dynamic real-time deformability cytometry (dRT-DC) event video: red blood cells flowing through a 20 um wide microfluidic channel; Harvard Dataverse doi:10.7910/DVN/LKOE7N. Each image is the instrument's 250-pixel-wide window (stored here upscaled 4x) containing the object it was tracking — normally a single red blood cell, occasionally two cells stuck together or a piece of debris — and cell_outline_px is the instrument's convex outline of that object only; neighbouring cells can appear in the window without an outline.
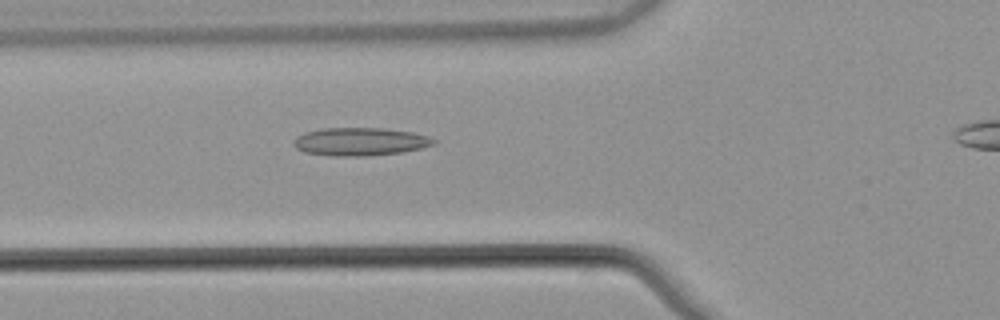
{"species": "common noctule bat (a hibernating species)", "species_latin": "Nyctalus noctula", "temperature_condition": "warm", "stored_images_in_passage": 41, "camera_frame_rate_fps": 3000, "um_per_image_px": 0.085, "animal": {"sex": "male", "body_mass_g": 21.5, "forearm_length_mm": 52.0}, "frame": {"image": 1, "passage_image": 13, "time_ms": 4.0, "image_size_px": [1000, 320], "cell_outline_px": [[436, 144], [420, 148], [400, 152], [368, 156], [332, 156], [304, 152], [296, 148], [292, 144], [296, 136], [304, 132], [324, 128], [380, 128], [412, 132], [428, 136], [436, 140]], "centroid_in_image_um": [30.58, 12.04], "position_along_channel_um": 95.2, "area_um2": 22.89}}
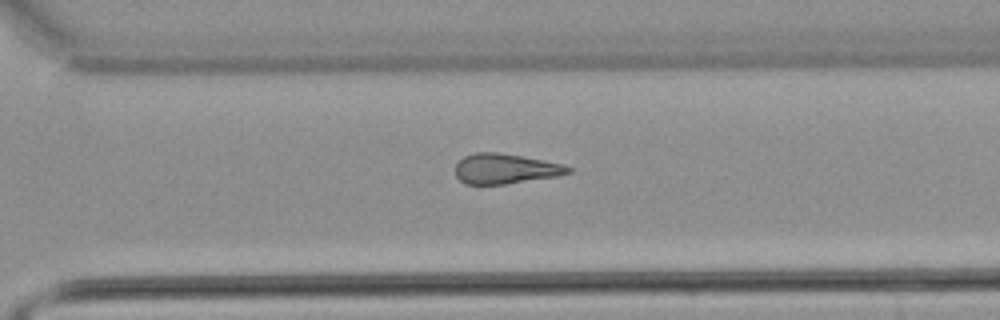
{"frame": {"image": 2, "passage_image": 31, "time_ms": 10.0, "image_size_px": [1000, 320], "cell_outline_px": [[572, 172], [560, 176], [504, 184], [464, 184], [456, 176], [456, 164], [464, 156], [476, 152], [496, 152], [544, 160], [564, 164], [572, 168]], "centroid_in_image_um": [42.98, 14.35], "position_along_channel_um": 327.6, "area_um2": 19.83}}
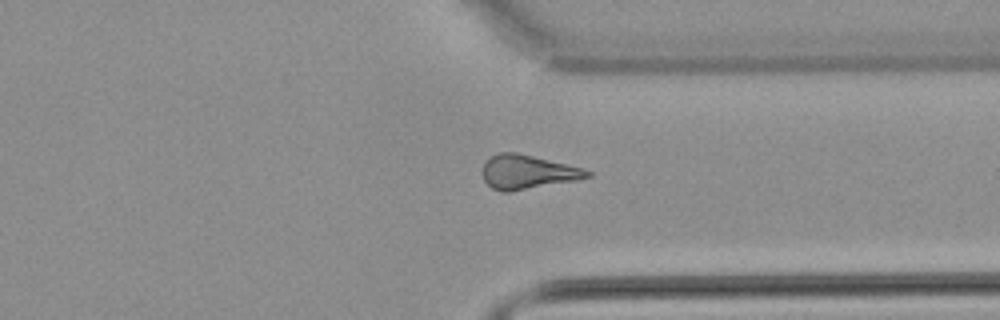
{"frame": {"image": 3, "passage_image": 34, "time_ms": 11.0, "image_size_px": [1000, 320], "cell_outline_px": [[592, 176], [576, 180], [508, 192], [504, 192], [492, 188], [484, 180], [484, 164], [492, 156], [500, 152], [516, 152], [584, 168], [592, 172]], "centroid_in_image_um": [44.88, 14.62], "position_along_channel_um": 366.5, "area_um2": 20.46}, "authors_computed_cell_mechanics": {"area_um2": 20.519, "velocity_mm_per_s": 3.8738, "shape_relaxation_time_tau1_ms": null, "shape_relaxation_time_tau2_ms": 7.964, "deformation_change_tau1": null, "deformation_change_tau2": 0.2348}}